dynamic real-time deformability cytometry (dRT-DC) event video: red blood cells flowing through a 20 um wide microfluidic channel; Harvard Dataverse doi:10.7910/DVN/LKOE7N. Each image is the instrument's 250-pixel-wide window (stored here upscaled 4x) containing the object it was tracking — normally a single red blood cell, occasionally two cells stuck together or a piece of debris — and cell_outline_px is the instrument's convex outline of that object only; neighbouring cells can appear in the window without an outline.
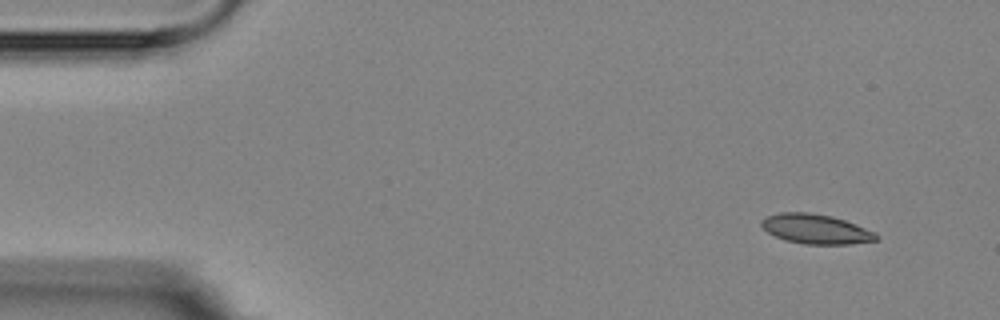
{"species": "Egyptian fruit bat (a non-hibernating species)", "species_latin": "Rousettus aegyptiacus", "temperature_condition": "room temperature", "stored_images_in_passage": 7, "camera_frame_rate_fps": 3000, "um_per_image_px": 0.085, "animal": {"sex": "female"}, "frame": {"image": 1, "passage_image": 1, "time_ms": 0.0, "image_size_px": [1000, 320], "cell_outline_px": [[880, 236], [876, 240], [848, 244], [804, 244], [784, 240], [768, 232], [760, 224], [760, 220], [768, 216], [780, 212], [808, 212], [832, 216], [856, 224], [876, 232]], "centroid_in_image_um": [69.35, 19.46], "position_along_channel_um": 15.6, "area_um2": 19.83}}
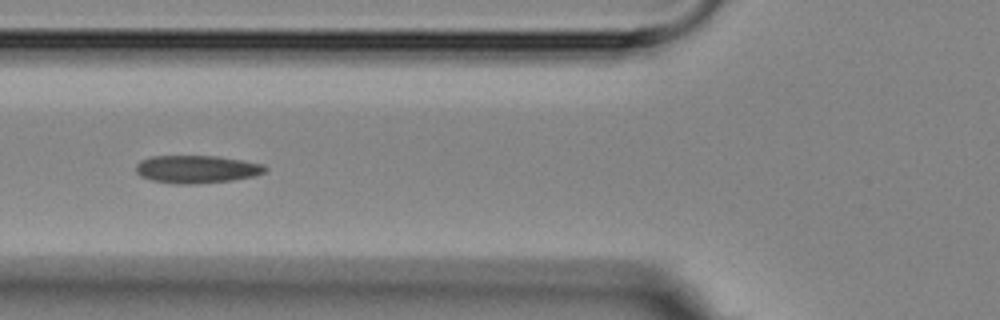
{"frame": {"image": 2, "passage_image": 5, "time_ms": 5.333, "image_size_px": [1000, 320], "cell_outline_px": [[268, 168], [264, 172], [252, 176], [232, 180], [192, 184], [176, 184], [152, 180], [140, 176], [136, 172], [136, 164], [140, 160], [152, 156], [216, 156], [264, 164]], "centroid_in_image_um": [16.69, 14.38], "position_along_channel_um": 109.1, "area_um2": 20.81}}
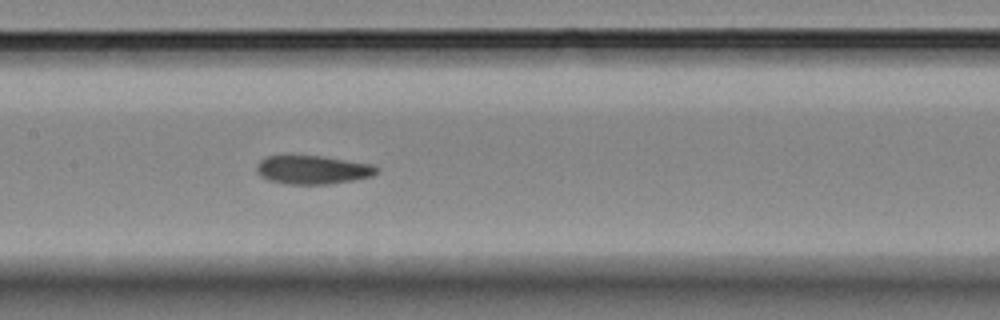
{"frame": {"image": 3, "passage_image": 7, "time_ms": 7.333, "image_size_px": [1000, 320], "cell_outline_px": [[380, 168], [372, 176], [352, 180], [328, 184], [288, 184], [268, 180], [260, 176], [256, 172], [256, 164], [264, 156], [324, 156], [372, 164]], "centroid_in_image_um": [26.55, 14.43], "position_along_channel_um": 180.8, "area_um2": 20.06}}